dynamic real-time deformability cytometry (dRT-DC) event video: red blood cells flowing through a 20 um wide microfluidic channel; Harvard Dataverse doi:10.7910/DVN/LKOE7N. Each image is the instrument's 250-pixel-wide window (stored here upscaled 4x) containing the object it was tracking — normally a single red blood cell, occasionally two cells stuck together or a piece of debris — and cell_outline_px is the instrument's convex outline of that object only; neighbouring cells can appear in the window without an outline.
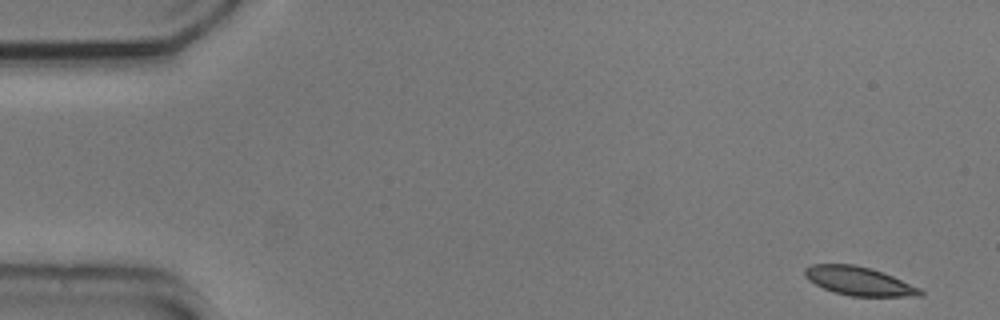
{"species": "common noctule bat (a hibernating species)", "species_latin": "Nyctalus noctula", "temperature_condition": "cold", "stored_images_in_passage": 52, "camera_frame_rate_fps": 3000, "um_per_image_px": 0.085, "animal": {"sex": "male", "body_mass_g": 20.5, "forearm_length_mm": 52.5}, "frame": {"image": 1, "passage_image": 1, "time_ms": 0.0, "image_size_px": [1000, 320], "cell_outline_px": [[924, 296], [852, 296], [836, 292], [824, 288], [808, 280], [804, 276], [804, 268], [812, 264], [852, 264], [872, 268], [892, 276], [920, 288], [924, 292]], "centroid_in_image_um": [73.01, 23.88], "position_along_channel_um": 12.0, "area_um2": 19.13}}
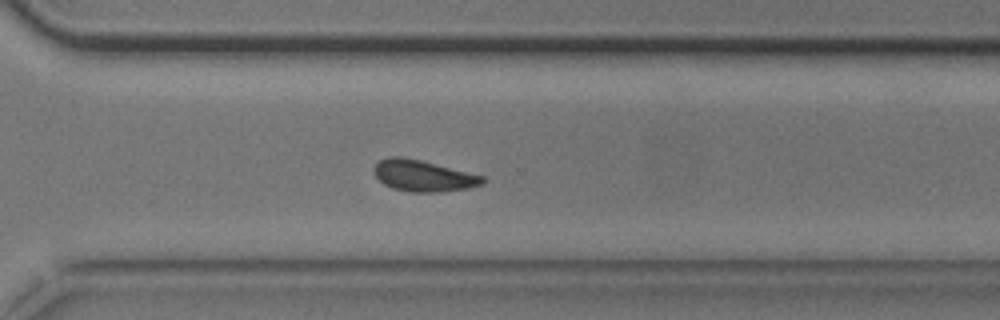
{"frame": {"image": 2, "passage_image": 37, "time_ms": 12.0, "image_size_px": [1000, 320], "cell_outline_px": [[488, 180], [484, 184], [468, 188], [440, 192], [412, 192], [392, 188], [384, 184], [372, 172], [372, 168], [380, 160], [388, 156], [404, 156], [484, 176]], "centroid_in_image_um": [35.97, 14.94], "position_along_channel_um": 334.6, "area_um2": 19.94}}
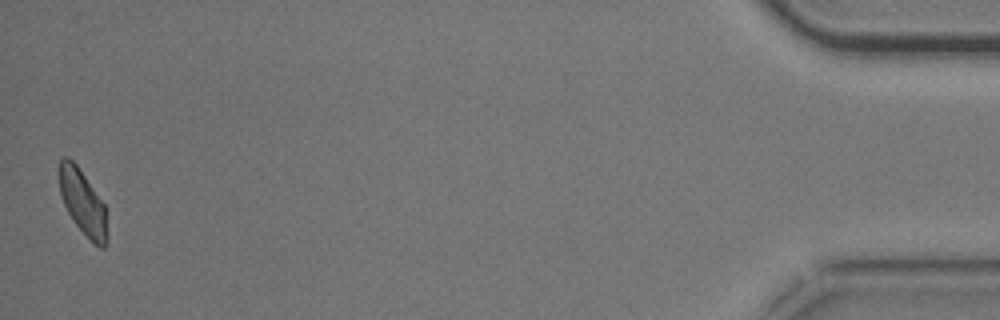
{"frame": {"image": 3, "passage_image": 52, "time_ms": 17.0, "image_size_px": [1000, 320], "cell_outline_px": [[108, 244], [104, 248], [100, 248], [72, 220], [64, 204], [60, 192], [60, 160], [64, 156], [68, 156], [76, 164], [104, 204], [108, 236]], "centroid_in_image_um": [7.05, 17.22], "position_along_channel_um": 428.1, "area_um2": 17.69}, "authors_computed_cell_mechanics": {"area_um2": 19.8254, "velocity_mm_per_s": 3.7104, "shape_relaxation_time_tau1_ms": 2.8039, "shape_relaxation_time_tau2_ms": 2.3064, "deformation_change_tau1": 0.1093, "deformation_change_tau2": 0.0862}}